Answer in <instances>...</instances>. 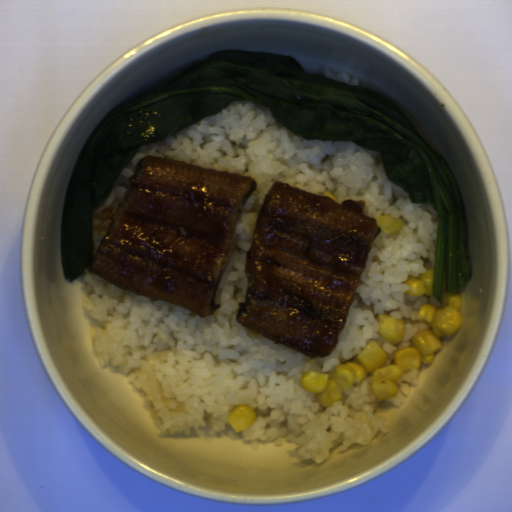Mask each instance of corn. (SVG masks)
I'll use <instances>...</instances> for the list:
<instances>
[{"instance_id":"51d56268","label":"corn","mask_w":512,"mask_h":512,"mask_svg":"<svg viewBox=\"0 0 512 512\" xmlns=\"http://www.w3.org/2000/svg\"><path fill=\"white\" fill-rule=\"evenodd\" d=\"M462 308L463 298L456 295L446 297L440 307L424 303L417 316L431 329L420 330L411 341L413 346L396 351L393 364H385L388 354L374 340L351 361L335 366L332 373L308 370L300 382L315 395L318 405L326 408L338 402L353 384H359L368 373H373L372 386L377 400L392 399L402 376L421 364H431L443 349L442 338L458 332L463 322Z\"/></svg>"},{"instance_id":"f1292c28","label":"corn","mask_w":512,"mask_h":512,"mask_svg":"<svg viewBox=\"0 0 512 512\" xmlns=\"http://www.w3.org/2000/svg\"><path fill=\"white\" fill-rule=\"evenodd\" d=\"M406 332V322L392 315L380 314L378 316V333L390 345L399 344Z\"/></svg>"},{"instance_id":"5cfa1b94","label":"corn","mask_w":512,"mask_h":512,"mask_svg":"<svg viewBox=\"0 0 512 512\" xmlns=\"http://www.w3.org/2000/svg\"><path fill=\"white\" fill-rule=\"evenodd\" d=\"M408 286L407 295L420 297L424 294L434 296V268L428 269L420 277H410L404 283Z\"/></svg>"},{"instance_id":"cfcad685","label":"corn","mask_w":512,"mask_h":512,"mask_svg":"<svg viewBox=\"0 0 512 512\" xmlns=\"http://www.w3.org/2000/svg\"><path fill=\"white\" fill-rule=\"evenodd\" d=\"M226 420L236 433L252 425L256 420V413L248 404L237 405L230 411Z\"/></svg>"},{"instance_id":"2b8c4276","label":"corn","mask_w":512,"mask_h":512,"mask_svg":"<svg viewBox=\"0 0 512 512\" xmlns=\"http://www.w3.org/2000/svg\"><path fill=\"white\" fill-rule=\"evenodd\" d=\"M379 230L387 234H399L405 223L391 215H380L376 220Z\"/></svg>"},{"instance_id":"79e197a2","label":"corn","mask_w":512,"mask_h":512,"mask_svg":"<svg viewBox=\"0 0 512 512\" xmlns=\"http://www.w3.org/2000/svg\"><path fill=\"white\" fill-rule=\"evenodd\" d=\"M322 197L330 198L331 200H333L334 202H336L338 204L336 197L331 192H328V191L324 192Z\"/></svg>"}]
</instances>
